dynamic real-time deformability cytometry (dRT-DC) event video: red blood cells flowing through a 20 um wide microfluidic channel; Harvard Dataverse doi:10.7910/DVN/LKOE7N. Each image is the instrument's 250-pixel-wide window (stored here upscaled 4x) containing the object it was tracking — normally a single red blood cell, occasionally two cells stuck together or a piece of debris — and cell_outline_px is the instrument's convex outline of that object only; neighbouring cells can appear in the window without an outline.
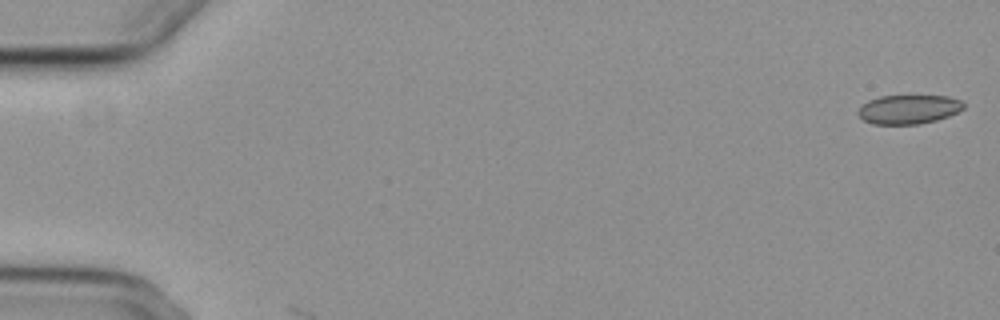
{"species": "common noctule bat (a hibernating species)", "species_latin": "Nyctalus noctula", "temperature_condition": "cold", "stored_images_in_passage": 2, "camera_frame_rate_fps": 3000, "um_per_image_px": 0.085, "animal": {"sex": "female", "body_mass_g": 29.2, "forearm_length_mm": 56.3}, "frame": {"image": 1, "passage_image": 1, "time_ms": 0.0, "image_size_px": [1000, 320], "cell_outline_px": [[964, 108], [948, 116], [936, 120], [920, 124], [872, 124], [864, 120], [856, 112], [868, 100], [880, 96], [948, 96], [960, 100], [964, 104]], "centroid_in_image_um": [77.22, 9.29], "position_along_channel_um": 7.8, "area_um2": 17.74}}